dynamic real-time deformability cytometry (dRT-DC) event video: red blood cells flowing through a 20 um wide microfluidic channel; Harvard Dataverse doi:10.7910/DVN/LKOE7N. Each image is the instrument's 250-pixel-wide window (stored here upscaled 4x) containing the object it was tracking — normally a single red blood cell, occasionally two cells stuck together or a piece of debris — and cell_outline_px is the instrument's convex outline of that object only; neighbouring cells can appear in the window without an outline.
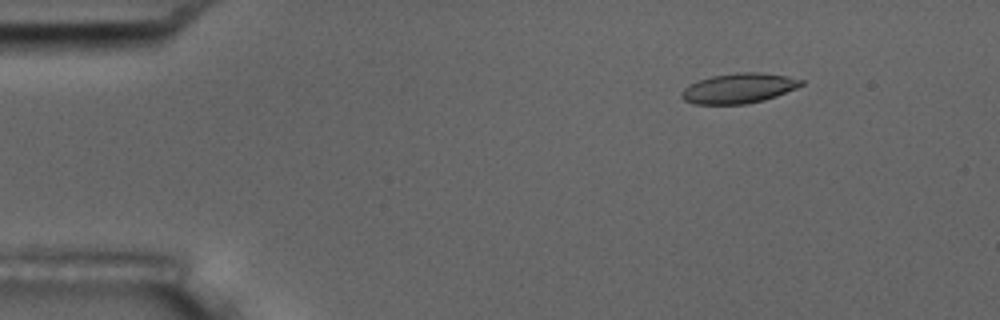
{"species": "common noctule bat (a hibernating species)", "species_latin": "Nyctalus noctula", "temperature_condition": "room temperature", "stored_images_in_passage": 16, "camera_frame_rate_fps": 3000, "um_per_image_px": 0.085, "animal": {"sex": "male", "body_mass_g": 17.5, "forearm_length_mm": 52.3}, "frame": {"image": 1, "passage_image": 3, "time_ms": 2.333, "image_size_px": [1000, 320], "cell_outline_px": [[804, 84], [796, 88], [776, 96], [764, 100], [748, 104], [692, 104], [684, 100], [680, 96], [680, 92], [688, 84], [712, 76], [736, 72], [760, 72], [788, 76], [804, 80]], "centroid_in_image_um": [62.78, 7.5], "position_along_channel_um": 22.2, "area_um2": 21.1}}
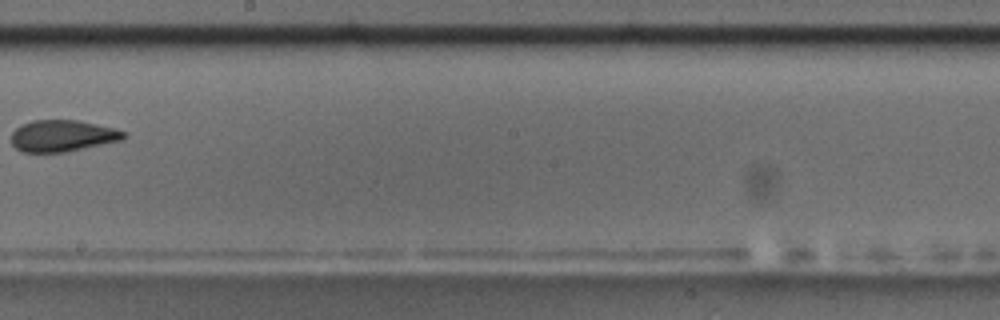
{"frame": {"image": 2, "passage_image": 10, "time_ms": 10.667, "image_size_px": [1000, 320], "cell_outline_px": [[128, 136], [124, 140], [64, 152], [20, 152], [12, 144], [12, 132], [20, 124], [32, 120], [80, 120], [128, 132]], "centroid_in_image_um": [5.33, 11.54], "position_along_channel_um": 242.9, "area_um2": 20.87}, "authors_computed_cell_mechanics": {"area_um2": 20.8658, "velocity_mm_per_s": 3.599, "shape_relaxation_time_tau1_ms": 9.2676, "shape_relaxation_time_tau2_ms": 2.7374, "deformation_change_tau1": 0.1891, "deformation_change_tau2": 0.1002}}